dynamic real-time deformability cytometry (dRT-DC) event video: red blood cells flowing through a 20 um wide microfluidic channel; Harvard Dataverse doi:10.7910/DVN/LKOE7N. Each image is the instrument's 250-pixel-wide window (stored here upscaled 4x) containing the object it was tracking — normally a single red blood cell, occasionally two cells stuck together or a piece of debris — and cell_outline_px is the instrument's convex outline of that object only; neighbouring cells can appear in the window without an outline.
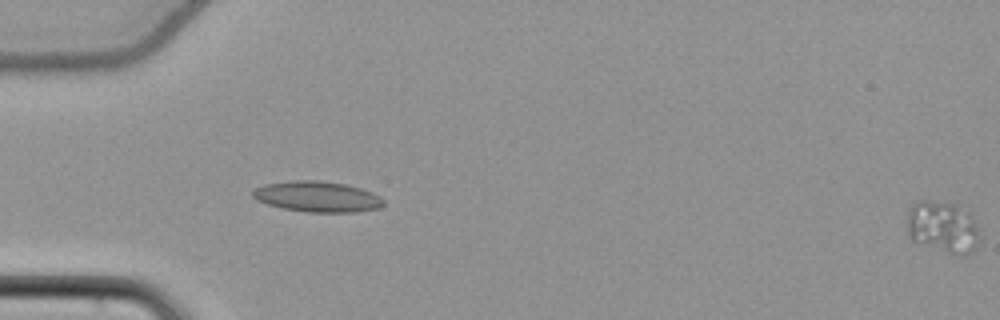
{"species": "common noctule bat (a hibernating species)", "species_latin": "Nyctalus noctula", "temperature_condition": "cold", "stored_images_in_passage": 17, "segment_of_instrument_passage": [2, 2], "camera_frame_rate_fps": 3000, "um_per_image_px": 0.085, "animal": {"sex": "female", "body_mass_g": 22.7, "forearm_length_mm": 54.2}, "frame": {"image": 1, "passage_image": 17, "time_ms": 5.333, "image_size_px": [1000, 320], "cell_outline_px": [[980, 240], [976, 248], [972, 252], [964, 256], [952, 256], [912, 240], [908, 236], [908, 212], [912, 204], [916, 200], [928, 200], [956, 204], [968, 212], [972, 216], [976, 224]], "centroid_in_image_um": [80.15, 19.33], "position_along_channel_um": 4.8, "area_um2": 22.37}}